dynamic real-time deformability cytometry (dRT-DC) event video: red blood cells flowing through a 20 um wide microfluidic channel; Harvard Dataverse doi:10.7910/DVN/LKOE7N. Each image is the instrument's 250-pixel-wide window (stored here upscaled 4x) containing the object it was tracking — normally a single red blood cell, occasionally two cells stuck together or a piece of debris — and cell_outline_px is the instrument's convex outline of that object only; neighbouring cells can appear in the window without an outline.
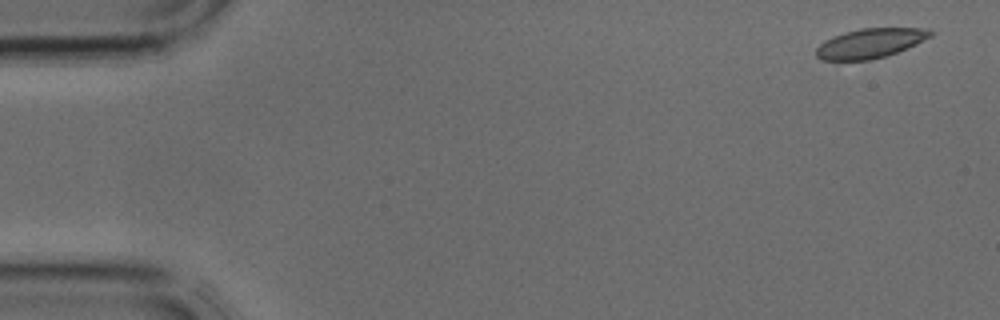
{"species": "common noctule bat (a hibernating species)", "species_latin": "Nyctalus noctula", "temperature_condition": "cold", "stored_images_in_passage": 4, "camera_frame_rate_fps": 3000, "um_per_image_px": 0.085, "animal": {"sex": "male", "body_mass_g": 17.9, "forearm_length_mm": 54.2}, "frame": {"image": 1, "passage_image": 1, "time_ms": 0.0, "image_size_px": [1000, 320], "cell_outline_px": [[936, 32], [932, 36], [916, 44], [896, 52], [872, 60], [820, 60], [816, 56], [816, 48], [824, 40], [832, 36], [844, 32], [860, 28], [928, 28]], "centroid_in_image_um": [73.97, 3.66], "position_along_channel_um": 11.0, "area_um2": 19.83}}
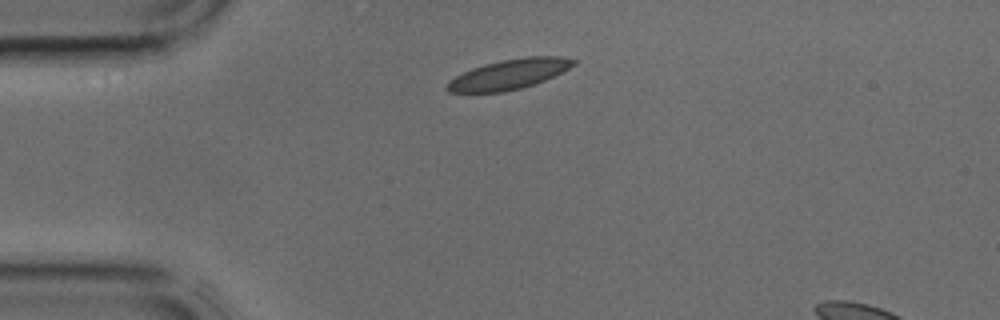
{"frame": {"image": 2, "passage_image": 4, "time_ms": 1.0, "image_size_px": [1000, 320], "cell_outline_px": [[576, 64], [544, 80], [520, 88], [504, 92], [448, 92], [444, 88], [448, 80], [472, 68], [484, 64], [500, 60], [524, 56], [564, 56], [576, 60]], "centroid_in_image_um": [43.24, 6.3], "position_along_channel_um": 41.8, "area_um2": 22.02}}